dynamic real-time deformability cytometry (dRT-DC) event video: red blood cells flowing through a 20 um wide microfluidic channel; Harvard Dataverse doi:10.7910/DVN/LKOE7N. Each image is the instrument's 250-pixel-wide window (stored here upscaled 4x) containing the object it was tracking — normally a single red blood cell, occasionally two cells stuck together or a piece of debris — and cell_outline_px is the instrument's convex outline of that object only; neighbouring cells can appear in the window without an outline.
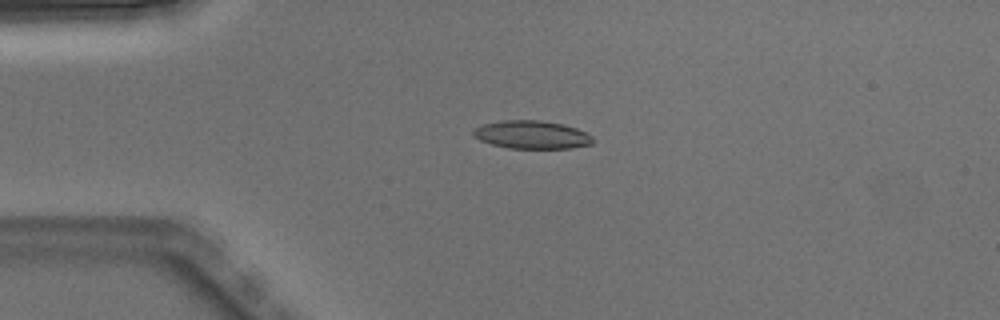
{"species": "Egyptian fruit bat (a non-hibernating species)", "species_latin": "Rousettus aegyptiacus", "temperature_condition": "warm", "stored_images_in_passage": 5, "camera_frame_rate_fps": 3000, "um_per_image_px": 0.085, "animal": {"sex": "male"}, "frame": {"image": 1, "passage_image": 4, "time_ms": 1.0, "image_size_px": [1000, 320], "cell_outline_px": [[592, 144], [572, 148], [508, 148], [492, 144], [480, 140], [472, 136], [472, 132], [476, 128], [484, 124], [504, 120], [540, 120], [564, 124], [576, 128], [592, 136]], "centroid_in_image_um": [45.2, 11.45], "position_along_channel_um": 39.8, "area_um2": 19.48}}